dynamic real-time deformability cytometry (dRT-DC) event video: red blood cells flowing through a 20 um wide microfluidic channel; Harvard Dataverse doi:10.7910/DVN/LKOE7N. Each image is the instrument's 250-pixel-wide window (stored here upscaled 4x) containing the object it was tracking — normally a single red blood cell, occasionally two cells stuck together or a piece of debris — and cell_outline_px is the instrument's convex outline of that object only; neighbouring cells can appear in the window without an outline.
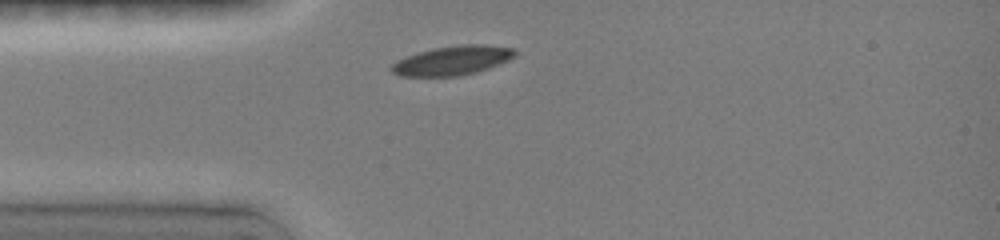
{"species": "common noctule bat (a hibernating species)", "species_latin": "Nyctalus noctula", "temperature_condition": "room temperature", "stored_images_in_passage": 1, "camera_frame_rate_fps": 3000, "um_per_image_px": 0.085, "animal": {"sex": "female", "body_mass_g": 19.0, "forearm_length_mm": 51.5}, "frame": {"image": 1, "passage_image": 1, "time_ms": 0.0, "image_size_px": [1000, 240], "cell_outline_px": [[516, 56], [496, 64], [472, 72], [456, 76], [400, 76], [392, 72], [388, 68], [396, 60], [432, 48], [460, 44], [488, 44], [512, 48], [516, 52]], "centroid_in_image_um": [38.39, 5.12], "position_along_channel_um": 46.6, "area_um2": 20.69}}